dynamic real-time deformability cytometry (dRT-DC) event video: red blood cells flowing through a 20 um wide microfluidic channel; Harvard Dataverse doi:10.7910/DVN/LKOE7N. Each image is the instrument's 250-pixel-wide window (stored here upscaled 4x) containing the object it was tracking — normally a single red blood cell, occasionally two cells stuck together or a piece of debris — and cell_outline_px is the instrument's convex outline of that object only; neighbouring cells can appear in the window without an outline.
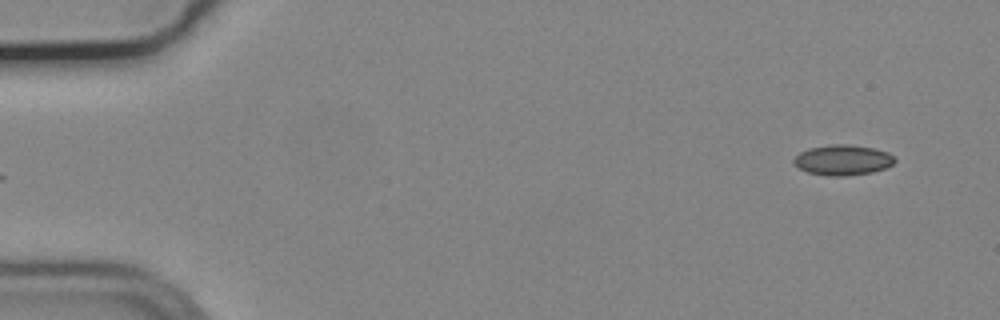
{"species": "common noctule bat (a hibernating species)", "species_latin": "Nyctalus noctula", "temperature_condition": "cold", "stored_images_in_passage": 52, "camera_frame_rate_fps": 3000, "um_per_image_px": 0.085, "animal": {"sex": "male", "body_mass_g": 19.2, "forearm_length_mm": 51.8}, "frame": {"image": 1, "passage_image": 1, "time_ms": 0.0, "image_size_px": [1000, 320], "cell_outline_px": [[896, 160], [892, 164], [884, 168], [872, 172], [844, 176], [828, 176], [808, 172], [800, 168], [792, 160], [800, 152], [808, 148], [828, 144], [848, 144], [876, 148], [888, 152]], "centroid_in_image_um": [71.63, 13.58], "position_along_channel_um": 13.4, "area_um2": 17.86}}
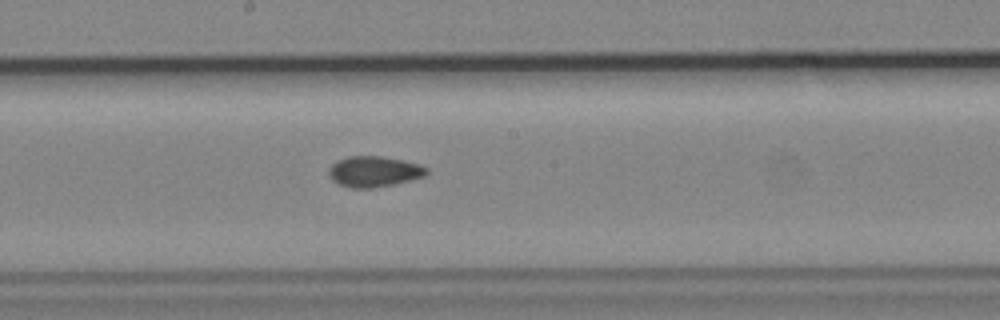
{"frame": {"image": 2, "passage_image": 27, "time_ms": 8.667, "image_size_px": [1000, 320], "cell_outline_px": [[428, 172], [424, 176], [392, 184], [372, 188], [352, 188], [340, 184], [332, 180], [328, 176], [328, 168], [336, 160], [348, 156], [380, 156], [420, 164], [428, 168]], "centroid_in_image_um": [31.74, 14.57], "position_along_channel_um": 216.5, "area_um2": 17.4}}
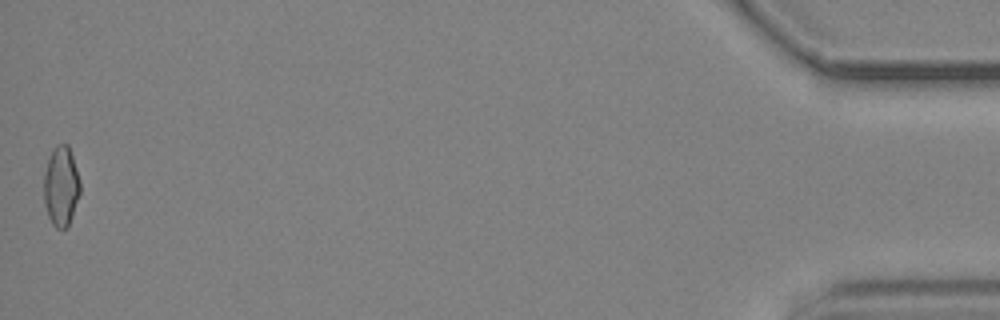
{"frame": {"image": 3, "passage_image": 52, "time_ms": 17.0, "image_size_px": [1000, 320], "cell_outline_px": [[80, 192], [68, 228], [56, 228], [52, 224], [48, 216], [44, 204], [44, 172], [48, 160], [56, 144], [68, 144], [80, 180]], "centroid_in_image_um": [5.19, 15.85], "position_along_channel_um": 430.0, "area_um2": 16.82}, "authors_computed_cell_mechanics": {"area_um2": 17.3111, "velocity_mm_per_s": 3.7336, "shape_relaxation_time_tau1_ms": null, "shape_relaxation_time_tau2_ms": 2.8318, "deformation_change_tau1": null, "deformation_change_tau2": 0.0726}}